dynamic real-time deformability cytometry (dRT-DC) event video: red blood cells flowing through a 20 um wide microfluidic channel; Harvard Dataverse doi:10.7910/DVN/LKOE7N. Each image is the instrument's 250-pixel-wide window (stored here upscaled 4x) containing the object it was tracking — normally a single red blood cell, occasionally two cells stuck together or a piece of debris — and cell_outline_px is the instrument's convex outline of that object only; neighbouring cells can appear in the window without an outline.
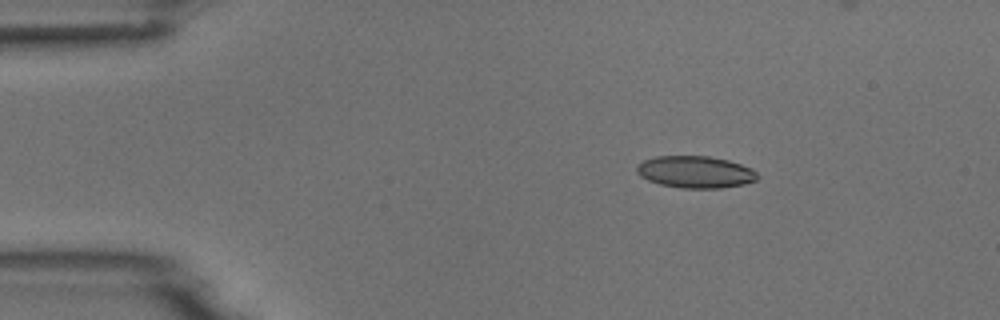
{"species": "common noctule bat (a hibernating species)", "species_latin": "Nyctalus noctula", "temperature_condition": "room temperature", "stored_images_in_passage": 5, "camera_frame_rate_fps": 3000, "um_per_image_px": 0.085, "animal": {"sex": "male", "body_mass_g": 18.8}, "frame": {"image": 1, "passage_image": 2, "time_ms": 2.0, "image_size_px": [1000, 320], "cell_outline_px": [[760, 176], [756, 180], [744, 184], [720, 188], [680, 188], [660, 184], [648, 180], [640, 176], [636, 172], [636, 164], [644, 160], [656, 156], [708, 156], [728, 160], [752, 168]], "centroid_in_image_um": [59.09, 14.62], "position_along_channel_um": 25.9, "area_um2": 22.6}}